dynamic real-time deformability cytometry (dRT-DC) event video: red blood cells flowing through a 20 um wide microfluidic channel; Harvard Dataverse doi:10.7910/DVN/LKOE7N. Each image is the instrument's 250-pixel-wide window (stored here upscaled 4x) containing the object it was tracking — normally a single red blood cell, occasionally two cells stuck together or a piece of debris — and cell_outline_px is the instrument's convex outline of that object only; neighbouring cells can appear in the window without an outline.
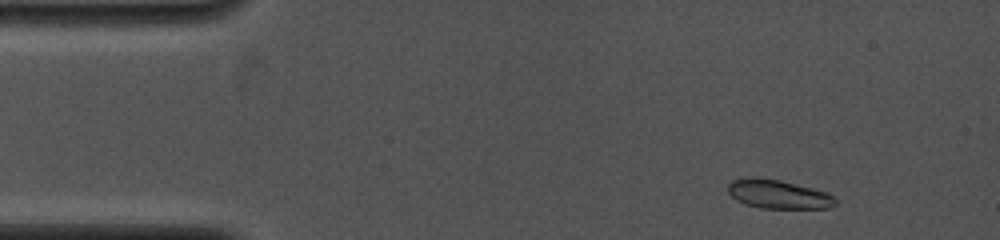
{"species": "common noctule bat (a hibernating species)", "species_latin": "Nyctalus noctula", "temperature_condition": "cold", "stored_images_in_passage": 12, "camera_frame_rate_fps": 4000, "um_per_image_px": 0.085, "animal": {"sex": "female", "body_mass_g": 19.0, "forearm_length_mm": 53.3}, "frame": {"image": 1, "passage_image": 2, "time_ms": 0.5, "image_size_px": [1000, 240], "cell_outline_px": [[836, 204], [828, 208], [760, 208], [744, 204], [736, 200], [728, 192], [728, 184], [732, 180], [744, 176], [756, 176], [780, 180], [812, 188], [824, 192], [832, 196], [836, 200]], "centroid_in_image_um": [66.08, 16.49], "position_along_channel_um": 18.9, "area_um2": 18.15}}
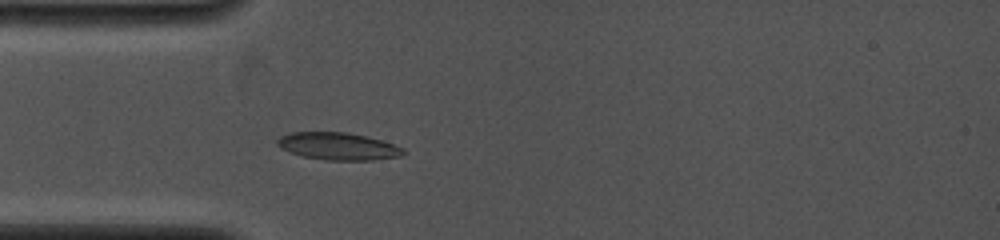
{"frame": {"image": 2, "passage_image": 10, "time_ms": 3.25, "image_size_px": [1000, 240], "cell_outline_px": [[408, 152], [400, 156], [372, 160], [324, 160], [304, 156], [288, 152], [280, 148], [276, 144], [276, 140], [280, 136], [292, 132], [344, 132], [368, 136], [404, 148]], "centroid_in_image_um": [28.72, 12.43], "position_along_channel_um": 56.3, "area_um2": 20.17}}